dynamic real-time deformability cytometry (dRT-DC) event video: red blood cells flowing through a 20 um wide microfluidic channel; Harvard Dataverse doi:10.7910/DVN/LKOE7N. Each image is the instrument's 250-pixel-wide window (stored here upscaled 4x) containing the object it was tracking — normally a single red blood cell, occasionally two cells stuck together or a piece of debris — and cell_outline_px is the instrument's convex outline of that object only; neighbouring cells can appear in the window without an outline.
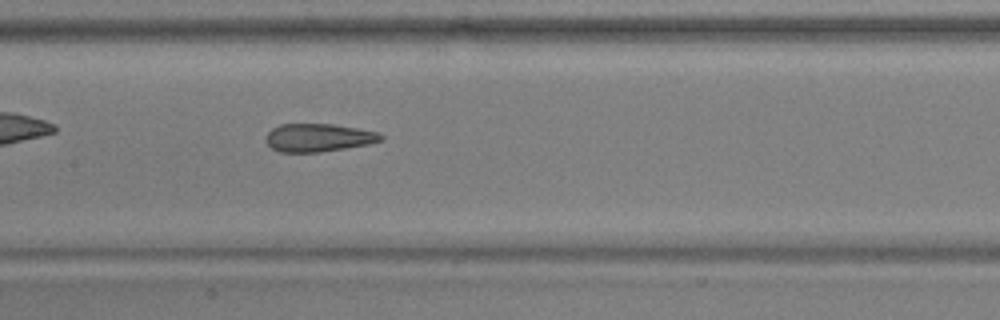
{"species": "common noctule bat (a hibernating species)", "species_latin": "Nyctalus noctula", "temperature_condition": "warm", "stored_images_in_passage": 38, "camera_frame_rate_fps": 3000, "um_per_image_px": 0.085, "animal": {"sex": "male", "body_mass_g": 17.9, "forearm_length_mm": 54.2}, "frame": {"image": 1, "passage_image": 12, "time_ms": 3.667, "image_size_px": [1000, 320], "cell_outline_px": [[384, 136], [380, 140], [368, 144], [320, 152], [280, 152], [272, 148], [264, 140], [264, 136], [272, 128], [280, 124], [332, 124], [380, 132]], "centroid_in_image_um": [27.02, 11.69], "position_along_channel_um": 180.4, "area_um2": 18.79}}
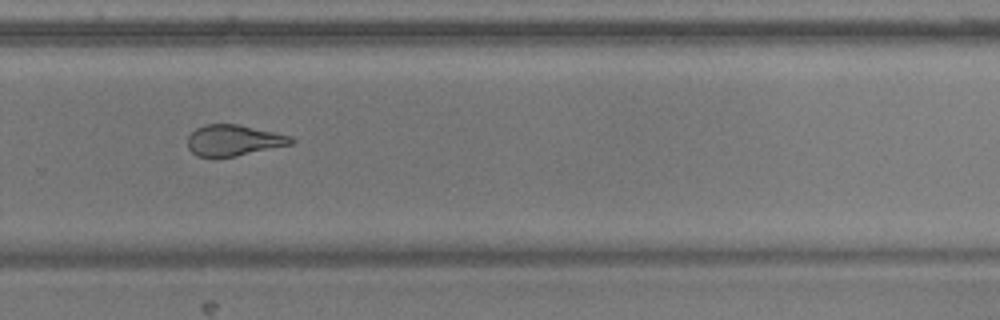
{"frame": {"image": 2, "passage_image": 22, "time_ms": 7.0, "image_size_px": [1000, 320], "cell_outline_px": [[296, 140], [292, 144], [236, 156], [196, 156], [188, 148], [188, 136], [196, 128], [204, 124], [236, 124], [292, 136]], "centroid_in_image_um": [19.86, 11.92], "position_along_channel_um": 309.9, "area_um2": 18.5}, "authors_computed_cell_mechanics": {"area_um2": 19.8543, "velocity_mm_per_s": 3.9019, "shape_relaxation_time_tau1_ms": null, "shape_relaxation_time_tau2_ms": 1.4624, "deformation_change_tau1": null, "deformation_change_tau2": 0.1097}}